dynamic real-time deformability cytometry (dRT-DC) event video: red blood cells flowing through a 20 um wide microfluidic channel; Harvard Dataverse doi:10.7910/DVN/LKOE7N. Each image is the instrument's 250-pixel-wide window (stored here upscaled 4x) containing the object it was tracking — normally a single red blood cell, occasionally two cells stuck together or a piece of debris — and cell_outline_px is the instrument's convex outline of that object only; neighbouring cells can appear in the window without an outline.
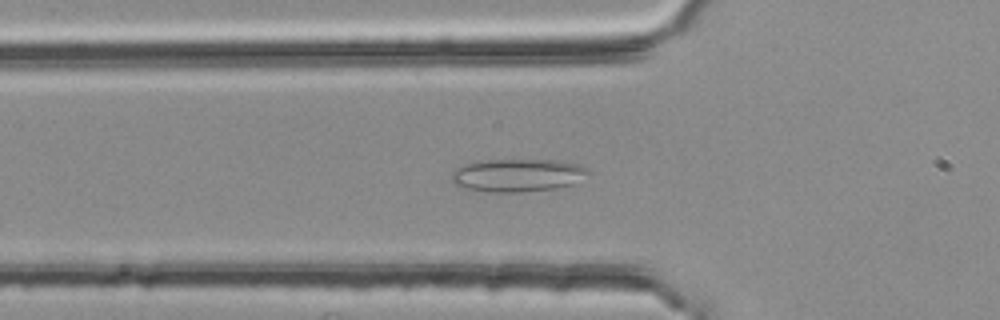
{"species": "common noctule bat (a hibernating species)", "species_latin": "Nyctalus noctula", "temperature_condition": "room temperature", "stored_images_in_passage": 38, "camera_frame_rate_fps": 3000, "um_per_image_px": 0.085, "animal": {"sex": "female", "body_mass_g": 25.1}, "frame": {"image": 1, "passage_image": 6, "time_ms": 1.667, "image_size_px": [1000, 320], "cell_outline_px": [[592, 172], [572, 184], [556, 188], [520, 192], [488, 192], [468, 188], [456, 184], [452, 180], [452, 172], [456, 168], [464, 164], [480, 160], [560, 160], [580, 164], [588, 168]], "centroid_in_image_um": [44.04, 14.88], "position_along_channel_um": 81.8, "area_um2": 26.24}}
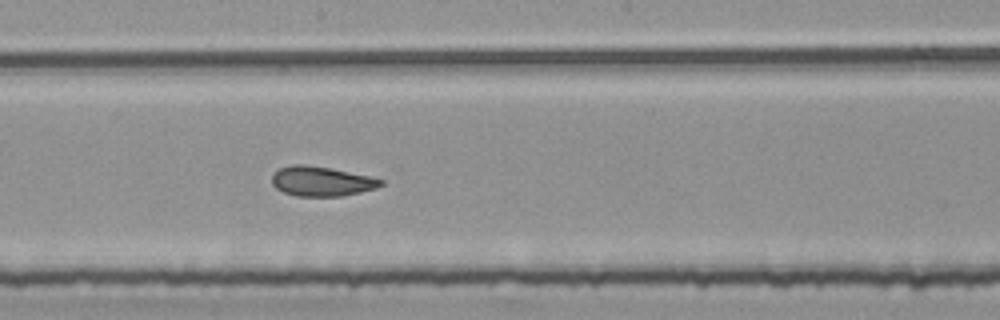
{"frame": {"image": 2, "passage_image": 17, "time_ms": 5.333, "image_size_px": [1000, 320], "cell_outline_px": [[384, 184], [376, 188], [360, 192], [340, 196], [296, 196], [284, 192], [276, 188], [272, 184], [272, 176], [280, 168], [292, 164], [304, 164], [332, 168], [368, 176], [384, 180]], "centroid_in_image_um": [27.32, 15.4], "position_along_channel_um": 220.9, "area_um2": 18.79}}
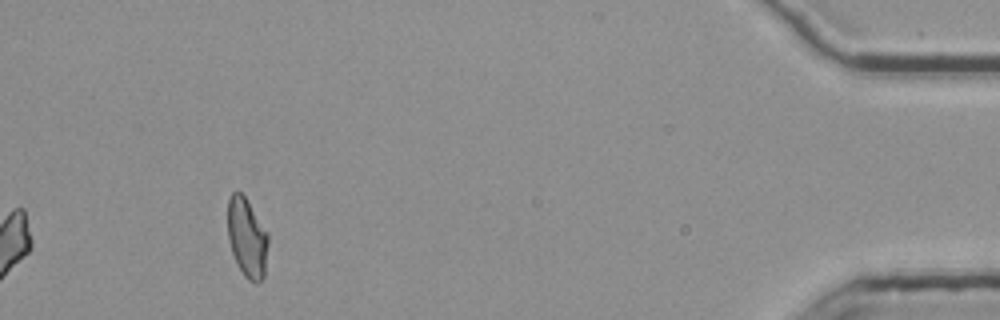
{"frame": {"image": 3, "passage_image": 38, "time_ms": 12.333, "image_size_px": [1000, 320], "cell_outline_px": [[268, 244], [264, 276], [256, 284], [248, 280], [244, 276], [232, 252], [228, 240], [228, 200], [232, 192], [240, 192], [244, 196], [268, 236]], "centroid_in_image_um": [20.98, 20.24], "position_along_channel_um": 414.2, "area_um2": 18.21}, "authors_computed_cell_mechanics": {"area_um2": 19.2185, "velocity_mm_per_s": 3.7743, "shape_relaxation_time_tau1_ms": null, "shape_relaxation_time_tau2_ms": 1.1892, "deformation_change_tau1": null, "deformation_change_tau2": 0.0688}}